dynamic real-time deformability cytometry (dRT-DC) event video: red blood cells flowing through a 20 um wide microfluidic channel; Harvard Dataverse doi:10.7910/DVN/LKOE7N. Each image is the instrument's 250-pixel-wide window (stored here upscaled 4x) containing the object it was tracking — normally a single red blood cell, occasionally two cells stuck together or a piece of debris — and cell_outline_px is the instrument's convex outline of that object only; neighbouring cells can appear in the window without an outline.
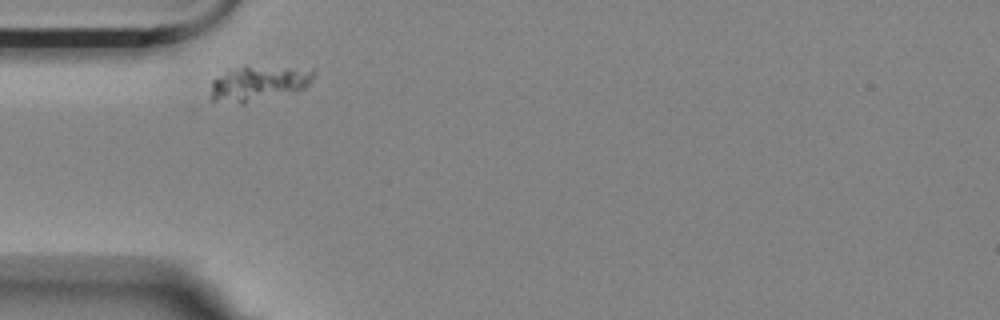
{"species": "Egyptian fruit bat (a non-hibernating species)", "species_latin": "Rousettus aegyptiacus", "temperature_condition": "room temperature", "stored_images_in_passage": 3, "camera_frame_rate_fps": 3000, "um_per_image_px": 0.085, "animal": {"sex": "female"}, "frame": {"image": 1, "passage_image": 1, "time_ms": 0.0, "image_size_px": [1000, 320], "cell_outline_px": [[316, 72], [312, 80], [304, 88], [244, 104], [240, 104], [212, 100], [212, 80], [216, 76], [244, 64], [312, 68]], "centroid_in_image_um": [22.0, 7.03], "position_along_channel_um": 63.0, "area_um2": 21.44}}
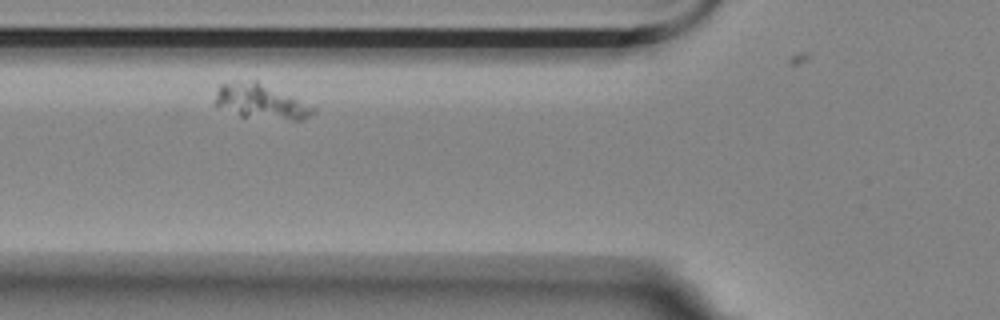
{"frame": {"image": 2, "passage_image": 2, "time_ms": 1.333, "image_size_px": [1000, 320], "cell_outline_px": [[316, 112], [300, 120], [292, 120], [240, 116], [212, 104], [216, 92], [220, 84], [252, 80], [256, 80], [292, 96], [316, 108]], "centroid_in_image_um": [22.13, 8.63], "position_along_channel_um": 103.7, "area_um2": 19.71}}